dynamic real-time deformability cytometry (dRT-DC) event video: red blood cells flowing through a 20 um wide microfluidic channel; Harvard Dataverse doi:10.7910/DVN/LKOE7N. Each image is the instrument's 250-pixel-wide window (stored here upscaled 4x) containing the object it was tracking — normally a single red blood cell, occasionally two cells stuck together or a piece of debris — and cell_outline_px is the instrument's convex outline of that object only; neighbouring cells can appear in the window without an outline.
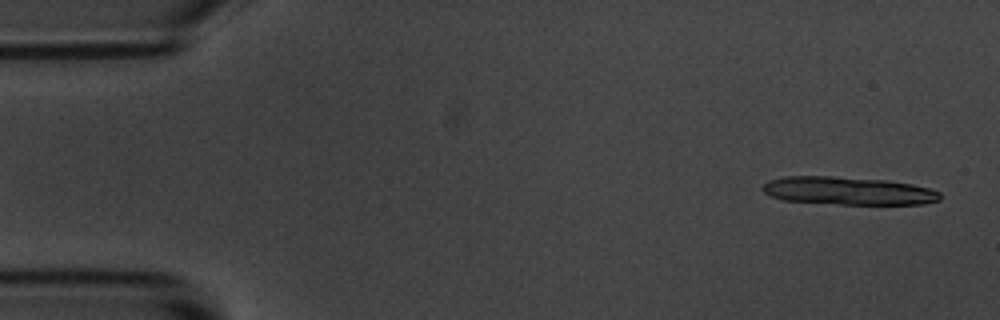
{"species": "common noctule bat (a hibernating species)", "species_latin": "Nyctalus noctula", "temperature_condition": "room temperature", "stored_images_in_passage": 5, "camera_frame_rate_fps": 3000, "um_per_image_px": 0.085, "animal": {"sex": "male", "body_mass_g": 20.1, "forearm_length_mm": 53.5}, "frame": {"image": 1, "passage_image": 1, "time_ms": 0.0, "image_size_px": [1000, 320], "cell_outline_px": [[940, 200], [924, 204], [840, 204], [784, 200], [772, 196], [764, 192], [760, 188], [768, 180], [784, 176], [832, 176], [884, 180], [912, 184], [928, 188], [940, 192]], "centroid_in_image_um": [72.08, 16.22], "position_along_channel_um": 12.9, "area_um2": 28.84}}